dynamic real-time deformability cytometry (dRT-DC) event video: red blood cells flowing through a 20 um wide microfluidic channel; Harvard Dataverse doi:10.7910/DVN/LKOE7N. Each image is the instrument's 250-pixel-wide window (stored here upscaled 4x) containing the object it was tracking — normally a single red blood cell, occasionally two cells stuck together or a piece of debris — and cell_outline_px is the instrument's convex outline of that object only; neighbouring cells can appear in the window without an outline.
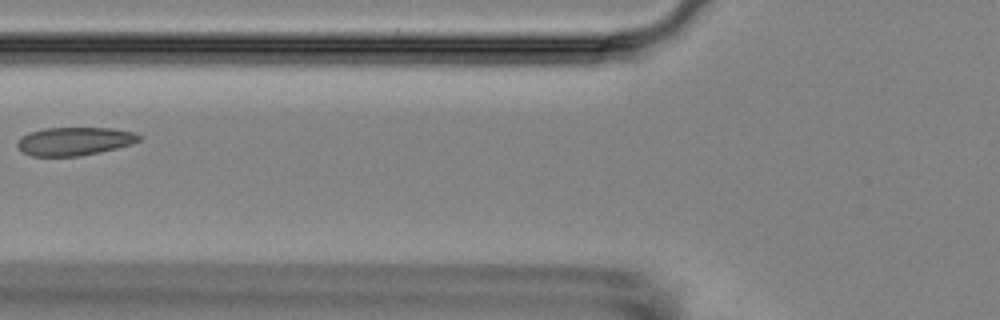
{"species": "Egyptian fruit bat (a non-hibernating species)", "species_latin": "Rousettus aegyptiacus", "temperature_condition": "room temperature", "stored_images_in_passage": 13, "camera_frame_rate_fps": 3000, "um_per_image_px": 0.085, "animal": {"sex": "female"}, "frame": {"image": 1, "passage_image": 3, "time_ms": 2.333, "image_size_px": [1000, 320], "cell_outline_px": [[144, 136], [140, 140], [132, 144], [100, 152], [80, 156], [32, 156], [24, 152], [16, 144], [28, 132], [44, 128], [112, 128], [136, 132]], "centroid_in_image_um": [6.4, 12.0], "position_along_channel_um": 119.4, "area_um2": 20.06}}
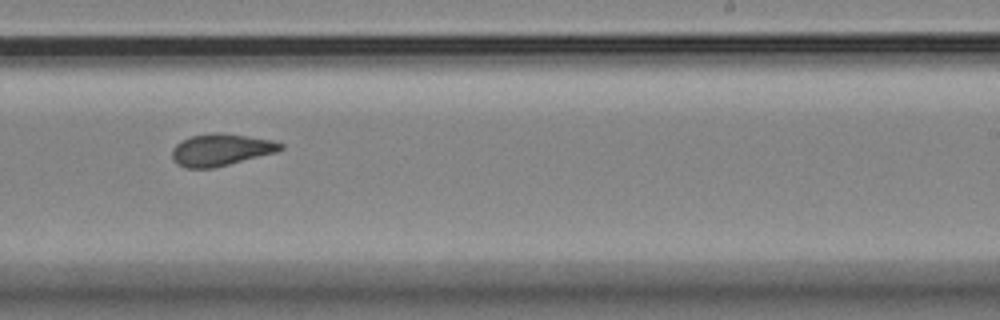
{"frame": {"image": 2, "passage_image": 7, "time_ms": 6.667, "image_size_px": [1000, 320], "cell_outline_px": [[284, 148], [276, 152], [212, 168], [188, 168], [176, 164], [172, 160], [172, 148], [176, 144], [192, 136], [212, 132], [216, 132], [248, 136], [272, 140], [284, 144]], "centroid_in_image_um": [18.76, 12.73], "position_along_channel_um": 270.2, "area_um2": 20.06}}
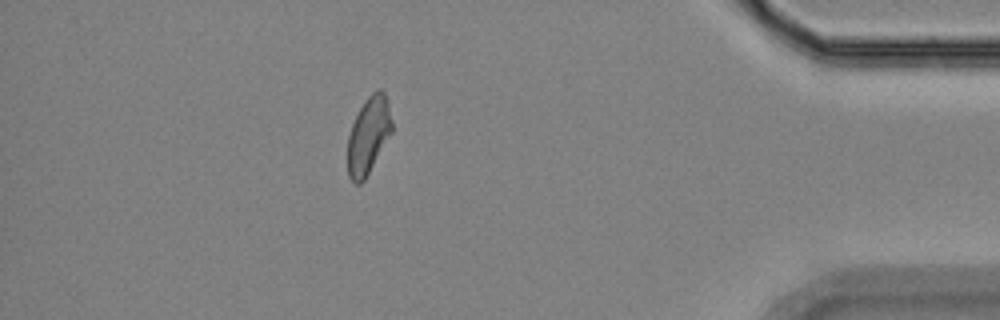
{"frame": {"image": 3, "passage_image": 11, "time_ms": 11.667, "image_size_px": [1000, 320], "cell_outline_px": [[392, 132], [364, 180], [360, 184], [356, 184], [348, 176], [348, 136], [352, 124], [364, 100], [372, 92], [380, 88], [384, 92], [388, 100], [392, 120]], "centroid_in_image_um": [31.33, 11.48], "position_along_channel_um": 403.9, "area_um2": 19.77}, "authors_computed_cell_mechanics": {"area_um2": 20.0566, "velocity_mm_per_s": 3.486, "shape_relaxation_time_tau1_ms": 5.6272, "shape_relaxation_time_tau2_ms": null, "deformation_change_tau1": 0.1231, "deformation_change_tau2": null}}